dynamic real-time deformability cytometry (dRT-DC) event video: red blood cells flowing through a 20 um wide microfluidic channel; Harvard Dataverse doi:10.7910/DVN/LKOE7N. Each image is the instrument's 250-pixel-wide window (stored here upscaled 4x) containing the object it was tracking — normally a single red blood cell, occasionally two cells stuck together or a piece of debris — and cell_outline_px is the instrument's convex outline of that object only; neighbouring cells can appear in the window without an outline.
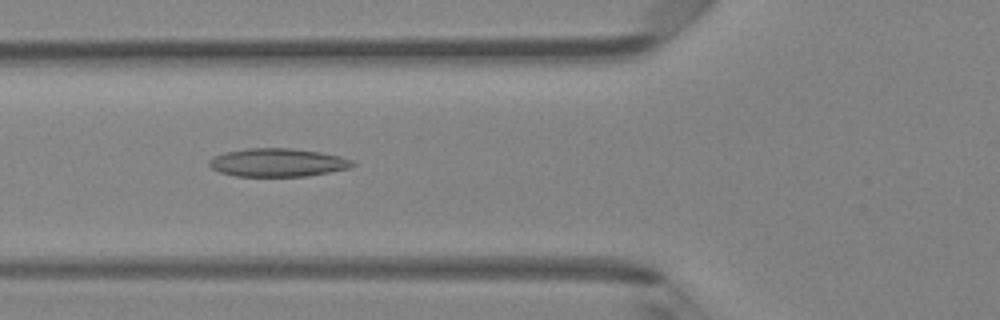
{"species": "Egyptian fruit bat (a non-hibernating species)", "species_latin": "Rousettus aegyptiacus", "temperature_condition": "room temperature", "stored_images_in_passage": 44, "camera_frame_rate_fps": 3000, "um_per_image_px": 0.085, "animal": {"sex": "female"}, "frame": {"image": 1, "passage_image": 15, "time_ms": 4.667, "image_size_px": [1000, 320], "cell_outline_px": [[356, 164], [348, 168], [308, 176], [236, 176], [220, 172], [212, 168], [208, 164], [208, 160], [216, 156], [228, 152], [248, 148], [292, 148], [320, 152], [340, 156], [352, 160]], "centroid_in_image_um": [23.61, 13.81], "position_along_channel_um": 102.2, "area_um2": 23.41}}
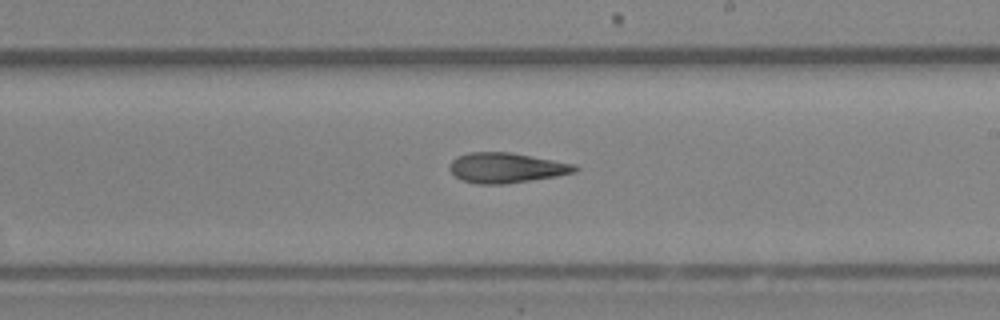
{"frame": {"image": 2, "passage_image": 25, "time_ms": 8.0, "image_size_px": [1000, 320], "cell_outline_px": [[580, 168], [576, 172], [556, 176], [504, 184], [476, 184], [460, 180], [448, 168], [448, 164], [456, 156], [468, 152], [512, 152], [576, 164]], "centroid_in_image_um": [43.02, 14.25], "position_along_channel_um": 246.0, "area_um2": 22.25}}
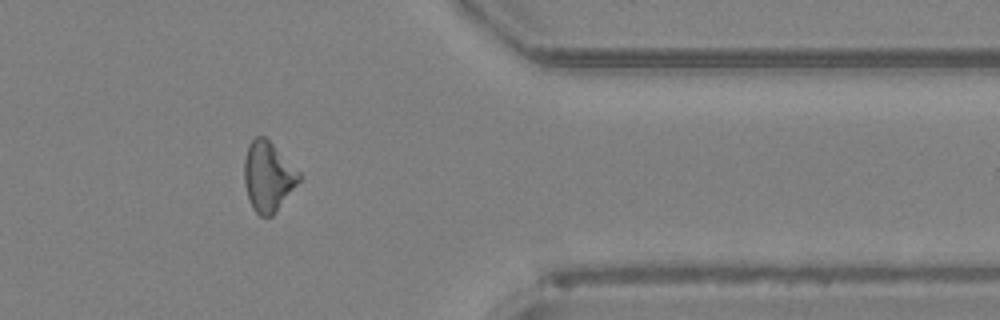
{"frame": {"image": 3, "passage_image": 36, "time_ms": 11.667, "image_size_px": [1000, 320], "cell_outline_px": [[300, 180], [276, 212], [272, 216], [260, 216], [252, 208], [244, 184], [244, 160], [248, 144], [256, 136], [264, 136], [300, 172]], "centroid_in_image_um": [22.77, 15.01], "position_along_channel_um": 388.6, "area_um2": 22.08}, "authors_computed_cell_mechanics": {"area_um2": 22.5998, "velocity_mm_per_s": 4.3319, "shape_relaxation_time_tau1_ms": null, "shape_relaxation_time_tau2_ms": 7.0223, "deformation_change_tau1": null, "deformation_change_tau2": 0.2142}}